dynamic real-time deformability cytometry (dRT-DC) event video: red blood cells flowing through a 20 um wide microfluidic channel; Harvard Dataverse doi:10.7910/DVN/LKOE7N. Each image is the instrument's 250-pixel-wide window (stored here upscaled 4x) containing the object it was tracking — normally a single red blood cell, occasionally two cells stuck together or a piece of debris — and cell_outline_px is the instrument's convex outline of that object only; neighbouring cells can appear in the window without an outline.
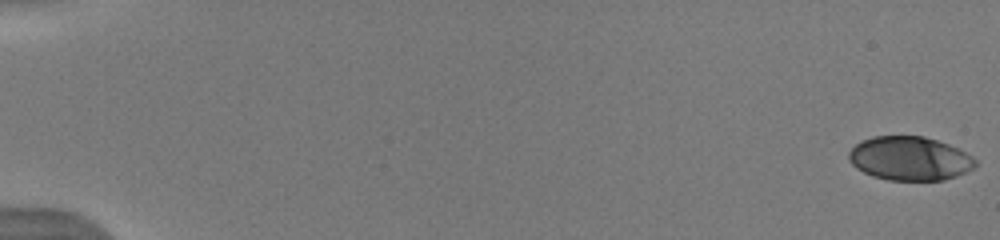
{"species": "human", "species_latin": "Homo sapiens", "temperature_condition": "warm", "stored_images_in_passage": 53, "camera_frame_rate_fps": 3000, "um_per_image_px": 0.085, "donor": {"sex": "male"}, "frame": {"image": 1, "passage_image": 1, "time_ms": 0.0, "image_size_px": [1000, 240], "cell_outline_px": [[976, 164], [972, 168], [956, 176], [944, 180], [888, 180], [872, 176], [856, 168], [848, 160], [848, 152], [860, 140], [872, 136], [924, 136], [948, 144], [972, 156], [976, 160]], "centroid_in_image_um": [77.28, 13.47], "position_along_channel_um": 7.7, "area_um2": 32.31}}
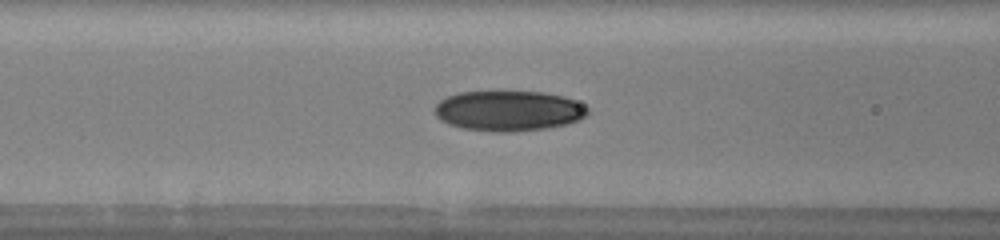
{"frame": {"image": 2, "passage_image": 24, "time_ms": 7.667, "image_size_px": [1000, 240], "cell_outline_px": [[588, 112], [580, 120], [564, 124], [544, 128], [512, 132], [496, 132], [460, 128], [448, 124], [440, 120], [436, 116], [436, 104], [440, 100], [448, 96], [460, 92], [544, 92], [564, 96], [588, 108]], "centroid_in_image_um": [43.2, 9.42], "position_along_channel_um": 123.4, "area_um2": 35.66}}
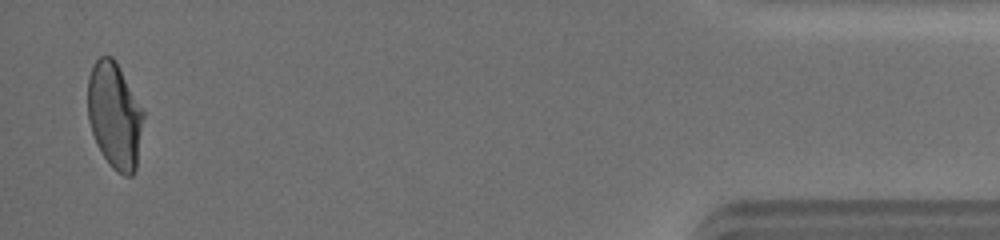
{"frame": {"image": 3, "passage_image": 52, "time_ms": 17.0, "image_size_px": [1000, 240], "cell_outline_px": [[144, 116], [136, 168], [132, 176], [124, 176], [116, 172], [112, 168], [104, 156], [92, 132], [88, 120], [88, 76], [96, 60], [100, 56], [112, 56], [116, 60], [144, 112]], "centroid_in_image_um": [9.75, 9.81], "position_along_channel_um": 425.5, "area_um2": 34.28}, "authors_computed_cell_mechanics": {"area_um2": 34.2754, "velocity_mm_per_s": 3.972, "shape_relaxation_time_tau1_ms": 4.8154, "shape_relaxation_time_tau2_ms": 1.174, "deformation_change_tau1": 0.1868, "deformation_change_tau2": 0.047}}